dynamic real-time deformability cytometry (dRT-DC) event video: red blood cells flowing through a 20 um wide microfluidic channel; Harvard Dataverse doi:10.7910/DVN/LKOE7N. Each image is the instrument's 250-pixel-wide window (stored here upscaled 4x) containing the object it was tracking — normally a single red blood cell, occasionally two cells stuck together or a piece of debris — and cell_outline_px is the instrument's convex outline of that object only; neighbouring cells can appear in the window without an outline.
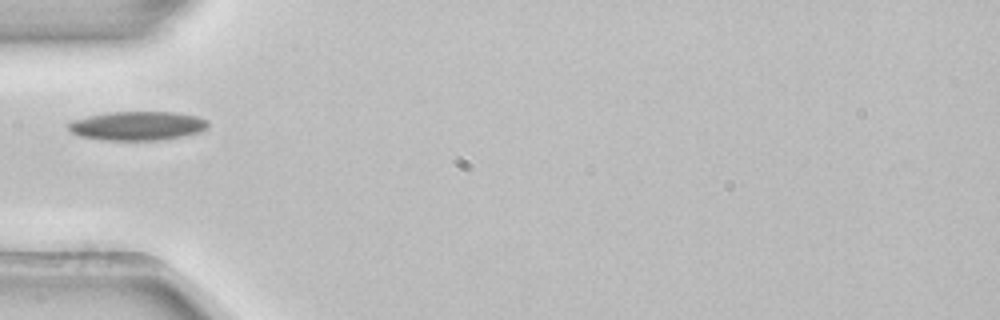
{"species": "common noctule bat (a hibernating species)", "species_latin": "Nyctalus noctula", "temperature_condition": "room temperature", "stored_images_in_passage": 2, "camera_frame_rate_fps": 3000, "um_per_image_px": 0.085, "animal": {"sex": "female", "body_mass_g": 22.7, "forearm_length_mm": 54.2}, "frame": {"image": 1, "passage_image": 1, "time_ms": 0.0, "image_size_px": [1000, 320], "cell_outline_px": [[208, 128], [200, 132], [184, 136], [160, 140], [104, 140], [80, 136], [72, 132], [68, 128], [68, 124], [72, 120], [88, 116], [108, 112], [176, 112], [196, 116], [208, 120]], "centroid_in_image_um": [11.71, 10.69], "position_along_channel_um": 73.3, "area_um2": 23.64}}